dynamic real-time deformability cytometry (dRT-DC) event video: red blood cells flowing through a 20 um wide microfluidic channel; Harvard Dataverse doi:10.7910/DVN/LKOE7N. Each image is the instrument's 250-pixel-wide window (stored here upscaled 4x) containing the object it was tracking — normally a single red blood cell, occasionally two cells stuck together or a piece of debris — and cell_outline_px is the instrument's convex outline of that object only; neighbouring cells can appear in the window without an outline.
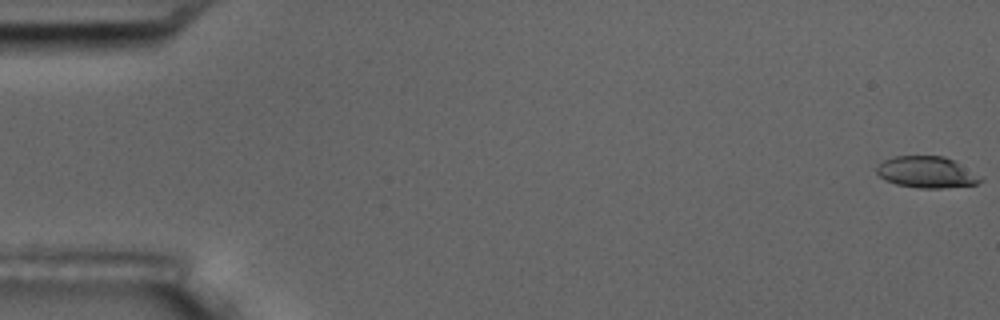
{"species": "common noctule bat (a hibernating species)", "species_latin": "Nyctalus noctula", "temperature_condition": "room temperature", "stored_images_in_passage": 6, "camera_frame_rate_fps": 3000, "um_per_image_px": 0.085, "animal": {"sex": "male", "body_mass_g": 17.5, "forearm_length_mm": 52.3}, "frame": {"image": 1, "passage_image": 1, "time_ms": 0.0, "image_size_px": [1000, 320], "cell_outline_px": [[984, 180], [976, 184], [944, 188], [920, 188], [896, 184], [884, 180], [876, 172], [876, 168], [884, 160], [892, 156], [944, 156], [984, 176]], "centroid_in_image_um": [78.79, 14.64], "position_along_channel_um": 6.2, "area_um2": 19.13}}
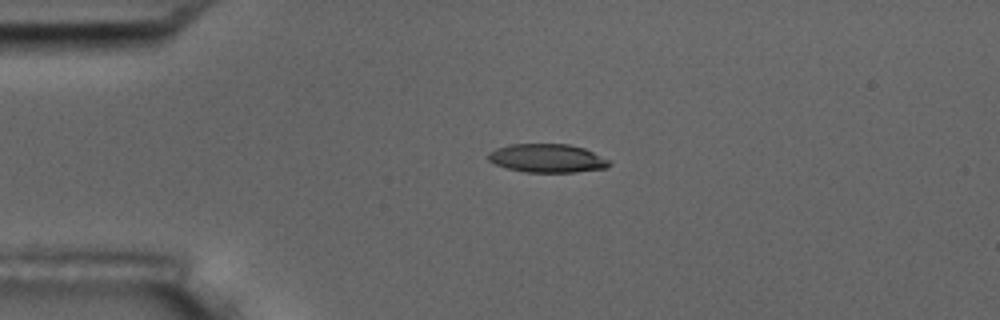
{"frame": {"image": 2, "passage_image": 5, "time_ms": 4.333, "image_size_px": [1000, 320], "cell_outline_px": [[612, 164], [608, 168], [576, 172], [524, 172], [508, 168], [496, 164], [488, 160], [488, 152], [496, 148], [512, 144], [568, 144], [584, 148], [612, 160]], "centroid_in_image_um": [46.57, 13.45], "position_along_channel_um": 38.4, "area_um2": 20.29}}